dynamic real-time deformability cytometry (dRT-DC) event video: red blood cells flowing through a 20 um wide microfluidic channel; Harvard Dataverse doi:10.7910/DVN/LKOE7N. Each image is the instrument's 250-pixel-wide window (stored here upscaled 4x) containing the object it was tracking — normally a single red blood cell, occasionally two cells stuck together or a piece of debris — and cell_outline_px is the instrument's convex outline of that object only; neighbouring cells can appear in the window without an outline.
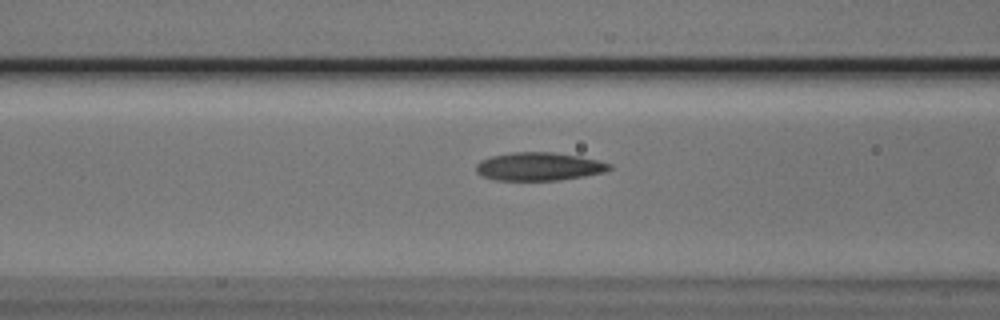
{"species": "Egyptian fruit bat (a non-hibernating species)", "species_latin": "Rousettus aegyptiacus", "temperature_condition": "cold", "stored_images_in_passage": 18, "camera_frame_rate_fps": 3000, "um_per_image_px": 0.085, "animal": {"sex": "male"}, "frame": {"image": 1, "passage_image": 16, "time_ms": 5.0, "image_size_px": [1000, 320], "cell_outline_px": [[612, 168], [604, 172], [584, 176], [560, 180], [492, 180], [476, 172], [476, 164], [480, 160], [492, 156], [512, 152], [552, 152], [580, 156], [612, 164]], "centroid_in_image_um": [45.8, 14.15], "position_along_channel_um": 120.8, "area_um2": 21.91}}